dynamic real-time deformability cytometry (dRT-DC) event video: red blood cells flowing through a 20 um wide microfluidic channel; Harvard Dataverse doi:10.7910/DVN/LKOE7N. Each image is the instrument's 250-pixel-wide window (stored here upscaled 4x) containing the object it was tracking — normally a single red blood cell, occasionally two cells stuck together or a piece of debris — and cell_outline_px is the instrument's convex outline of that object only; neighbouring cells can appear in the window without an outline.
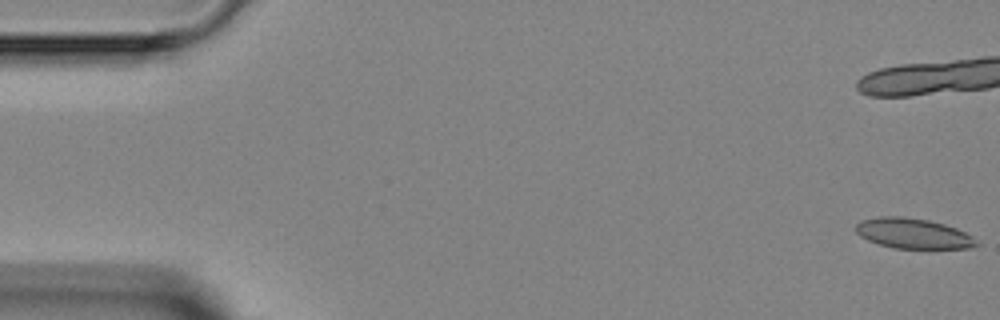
{"species": "Egyptian fruit bat (a non-hibernating species)", "species_latin": "Rousettus aegyptiacus", "temperature_condition": "room temperature", "stored_images_in_passage": 8, "segment_of_instrument_passage": [1, 2], "camera_frame_rate_fps": 3000, "um_per_image_px": 0.085, "animal": {"sex": "female"}, "frame": {"image": 1, "passage_image": 1, "time_ms": 0.0, "image_size_px": [1000, 320], "cell_outline_px": [[980, 244], [972, 248], [892, 248], [868, 240], [860, 236], [856, 232], [856, 224], [860, 220], [880, 216], [904, 216], [928, 220], [944, 224], [956, 228], [972, 236]], "centroid_in_image_um": [77.61, 19.84], "position_along_channel_um": 7.4, "area_um2": 21.27}}
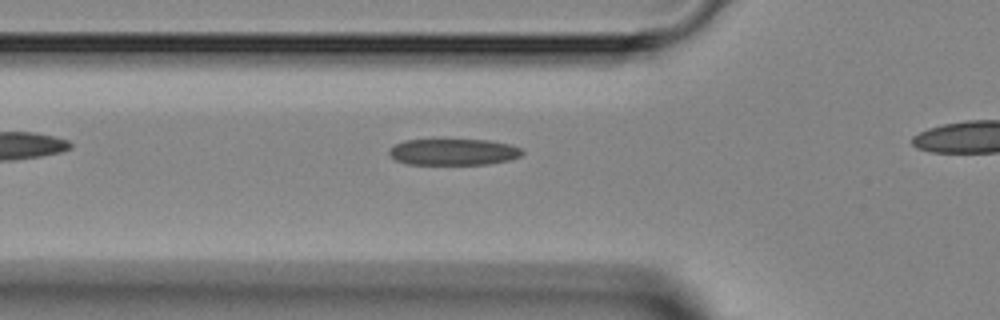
{"frame": {"image": 2, "passage_image": 7, "time_ms": 7.0, "image_size_px": [1000, 320], "cell_outline_px": [[524, 152], [520, 156], [508, 160], [488, 164], [408, 164], [396, 160], [388, 152], [388, 148], [404, 140], [432, 136], [488, 140], [508, 144], [520, 148]], "centroid_in_image_um": [38.46, 12.85], "position_along_channel_um": 87.3, "area_um2": 21.5}}